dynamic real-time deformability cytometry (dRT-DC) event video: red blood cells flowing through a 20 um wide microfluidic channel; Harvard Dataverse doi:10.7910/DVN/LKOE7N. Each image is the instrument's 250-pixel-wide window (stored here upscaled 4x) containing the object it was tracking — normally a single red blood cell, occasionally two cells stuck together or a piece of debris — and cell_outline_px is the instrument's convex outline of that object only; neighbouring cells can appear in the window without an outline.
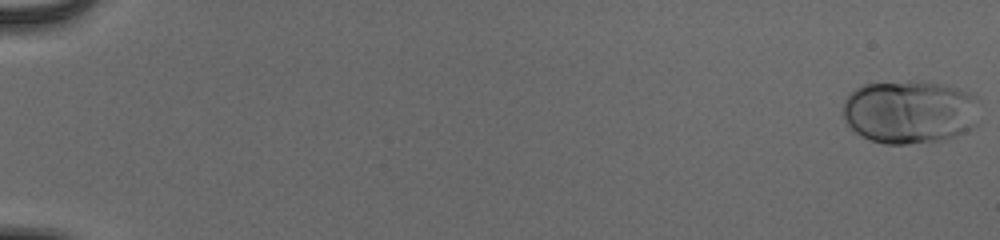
{"species": "human", "species_latin": "Homo sapiens", "temperature_condition": "cold", "stored_images_in_passage": 55, "camera_frame_rate_fps": 3000, "um_per_image_px": 0.085, "donor": {"sex": "male"}, "frame": {"image": 1, "passage_image": 1, "time_ms": 0.0, "image_size_px": [1000, 240], "cell_outline_px": [[980, 100], [976, 124], [972, 128], [956, 136], [944, 140], [908, 144], [884, 144], [860, 136], [844, 120], [844, 100], [856, 88], [864, 84], [912, 80], [924, 80], [956, 88], [968, 92]], "centroid_in_image_um": [77.36, 9.5], "position_along_channel_um": 7.6, "area_um2": 51.04}}
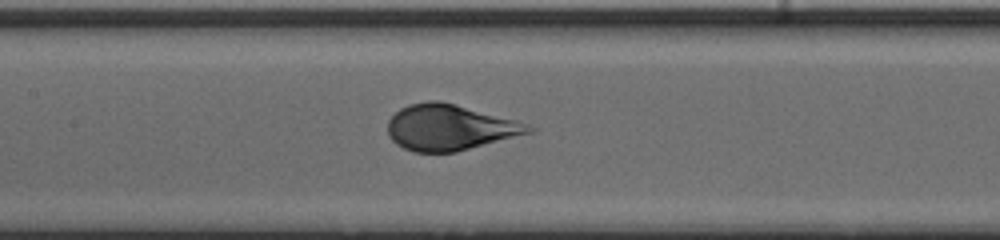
{"frame": {"image": 2, "passage_image": 29, "time_ms": 9.333, "image_size_px": [1000, 240], "cell_outline_px": [[536, 128], [532, 132], [456, 152], [412, 152], [396, 144], [388, 136], [388, 120], [400, 108], [408, 104], [428, 100], [440, 100], [456, 104], [516, 120], [528, 124]], "centroid_in_image_um": [38.2, 10.82], "position_along_channel_um": 169.2, "area_um2": 37.63}}
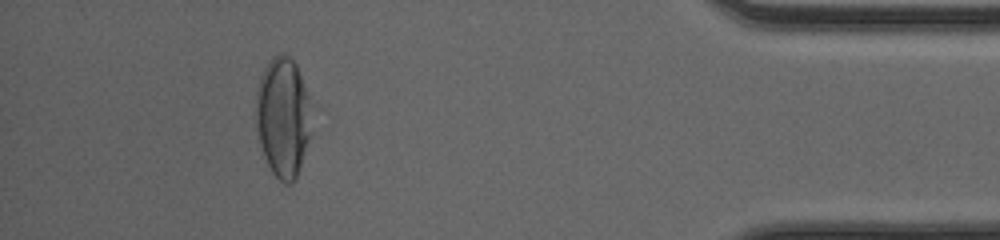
{"frame": {"image": 3, "passage_image": 51, "time_ms": 16.667, "image_size_px": [1000, 240], "cell_outline_px": [[308, 140], [300, 168], [296, 176], [288, 184], [284, 184], [272, 172], [264, 156], [260, 144], [256, 128], [256, 92], [260, 76], [268, 60], [272, 56], [280, 52], [288, 56], [296, 64], [308, 96]], "centroid_in_image_um": [24.0, 9.92], "position_along_channel_um": 411.2, "area_um2": 38.09}, "authors_computed_cell_mechanics": {"area_um2": 41.7316, "velocity_mm_per_s": 3.8804, "shape_relaxation_time_tau1_ms": 2.4511, "shape_relaxation_time_tau2_ms": null, "deformation_change_tau1": 0.1649, "deformation_change_tau2": null}}